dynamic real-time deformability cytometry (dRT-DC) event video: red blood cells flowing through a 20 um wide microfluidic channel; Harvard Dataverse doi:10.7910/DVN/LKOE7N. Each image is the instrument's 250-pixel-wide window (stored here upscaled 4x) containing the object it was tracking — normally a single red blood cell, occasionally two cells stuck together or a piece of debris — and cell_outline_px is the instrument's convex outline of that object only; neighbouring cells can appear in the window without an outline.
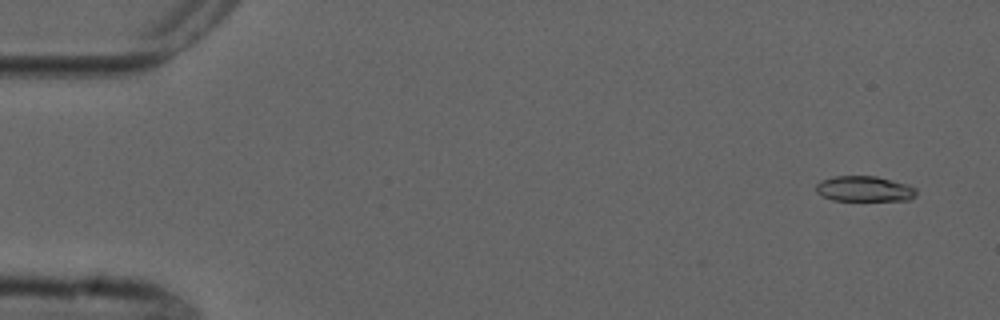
{"species": "common noctule bat (a hibernating species)", "species_latin": "Nyctalus noctula", "temperature_condition": "cold", "stored_images_in_passage": 4, "camera_frame_rate_fps": 3000, "um_per_image_px": 0.085, "animal": {"sex": "male", "forearm_length_mm": 52.5}, "frame": {"image": 1, "passage_image": 1, "time_ms": 0.0, "image_size_px": [1000, 320], "cell_outline_px": [[916, 196], [908, 200], [832, 200], [820, 196], [816, 192], [816, 184], [820, 180], [832, 176], [876, 176], [908, 184], [916, 188]], "centroid_in_image_um": [73.44, 16.04], "position_along_channel_um": 11.6, "area_um2": 15.03}}
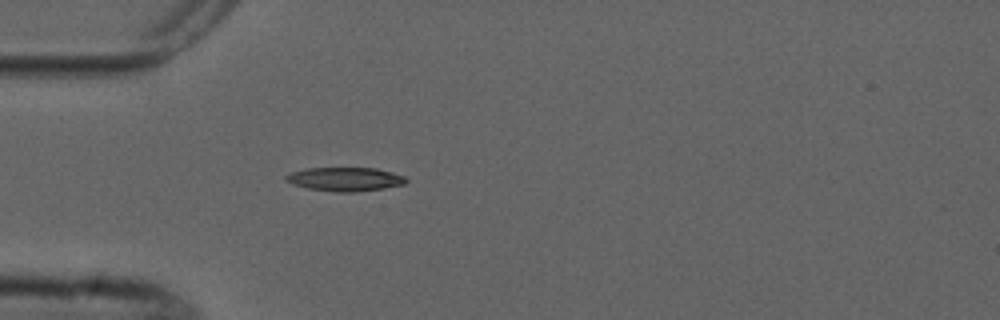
{"frame": {"image": 2, "passage_image": 4, "time_ms": 4.333, "image_size_px": [1000, 320], "cell_outline_px": [[408, 180], [404, 184], [384, 188], [352, 192], [336, 192], [308, 188], [292, 184], [284, 180], [284, 176], [292, 172], [308, 168], [376, 168], [392, 172], [404, 176]], "centroid_in_image_um": [29.32, 15.23], "position_along_channel_um": 55.7, "area_um2": 16.59}}